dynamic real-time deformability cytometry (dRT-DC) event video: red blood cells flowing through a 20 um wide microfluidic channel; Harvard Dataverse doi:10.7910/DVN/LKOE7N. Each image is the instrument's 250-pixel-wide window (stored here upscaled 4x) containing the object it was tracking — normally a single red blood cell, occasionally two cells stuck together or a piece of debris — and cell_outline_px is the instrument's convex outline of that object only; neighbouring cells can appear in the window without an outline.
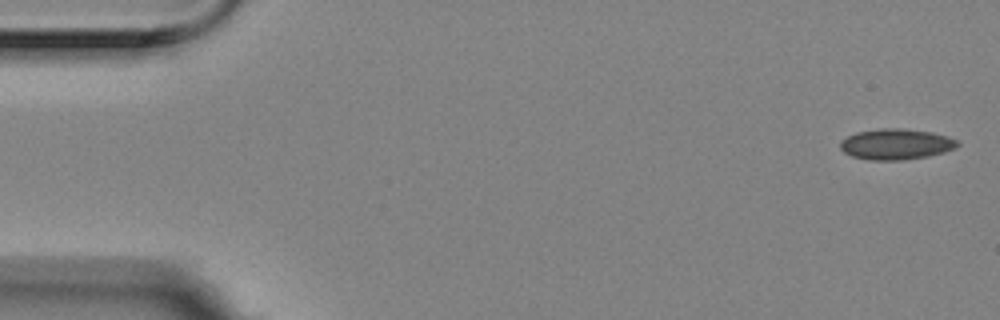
{"species": "Egyptian fruit bat (a non-hibernating species)", "species_latin": "Rousettus aegyptiacus", "temperature_condition": "room temperature", "stored_images_in_passage": 5, "camera_frame_rate_fps": 3000, "um_per_image_px": 0.085, "animal": {"sex": "female"}, "frame": {"image": 1, "passage_image": 1, "time_ms": 0.0, "image_size_px": [1000, 320], "cell_outline_px": [[960, 144], [956, 148], [944, 152], [928, 156], [904, 160], [868, 160], [852, 156], [844, 152], [840, 148], [840, 140], [856, 132], [880, 128], [904, 128], [932, 132], [948, 136], [956, 140]], "centroid_in_image_um": [76.16, 12.25], "position_along_channel_um": 8.8, "area_um2": 21.21}}
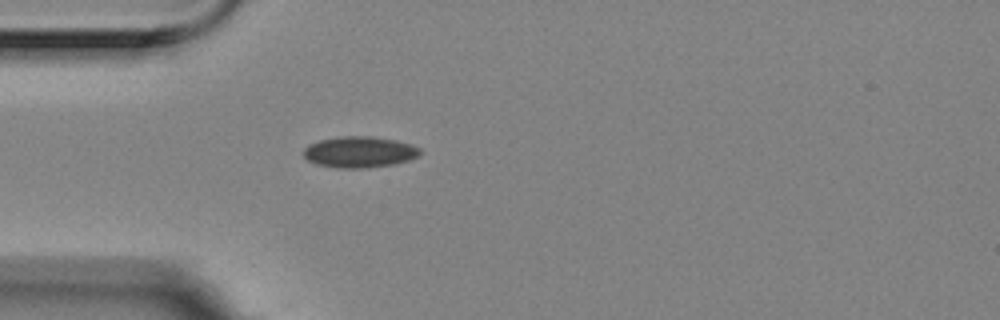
{"frame": {"image": 2, "passage_image": 5, "time_ms": 1.333, "image_size_px": [1000, 320], "cell_outline_px": [[420, 156], [408, 160], [392, 164], [368, 168], [336, 168], [316, 164], [308, 160], [304, 156], [304, 148], [308, 144], [320, 140], [336, 136], [372, 136], [396, 140], [412, 144], [420, 148]], "centroid_in_image_um": [30.55, 12.91], "position_along_channel_um": 54.4, "area_um2": 21.33}}